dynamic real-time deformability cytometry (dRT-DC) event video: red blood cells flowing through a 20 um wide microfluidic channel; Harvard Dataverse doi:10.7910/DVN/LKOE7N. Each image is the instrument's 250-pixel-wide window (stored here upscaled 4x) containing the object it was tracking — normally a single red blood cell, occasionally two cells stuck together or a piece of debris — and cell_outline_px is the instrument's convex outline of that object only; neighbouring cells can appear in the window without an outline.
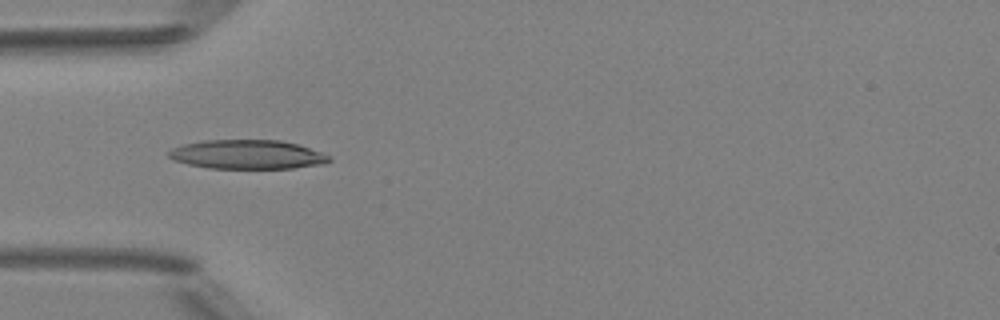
{"species": "Egyptian fruit bat (a non-hibernating species)", "species_latin": "Rousettus aegyptiacus", "temperature_condition": "room temperature", "stored_images_in_passage": 2, "camera_frame_rate_fps": 3000, "um_per_image_px": 0.085, "animal": {"sex": "female"}, "frame": {"image": 1, "passage_image": 1, "time_ms": 0.0, "image_size_px": [1000, 320], "cell_outline_px": [[332, 160], [324, 164], [292, 168], [208, 168], [188, 164], [172, 160], [168, 156], [168, 152], [172, 148], [184, 144], [204, 140], [280, 140], [296, 144], [320, 152], [328, 156]], "centroid_in_image_um": [20.98, 13.13], "position_along_channel_um": 64.0, "area_um2": 27.05}}
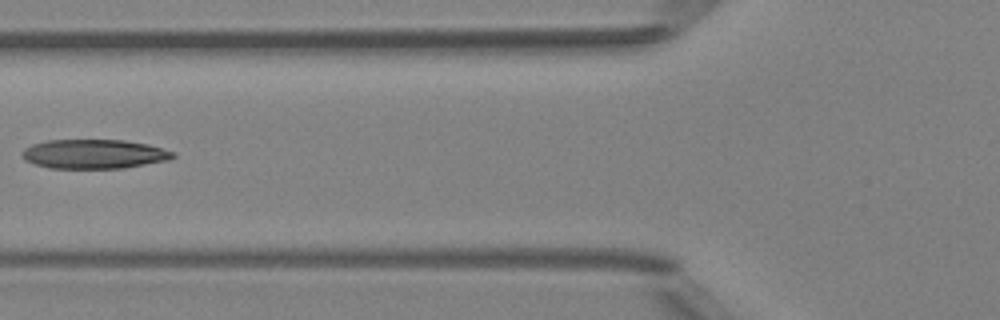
{"frame": {"image": 2, "passage_image": 2, "time_ms": 1.333, "image_size_px": [1000, 320], "cell_outline_px": [[176, 156], [168, 160], [124, 168], [48, 168], [32, 164], [24, 160], [20, 152], [24, 148], [32, 144], [48, 140], [124, 140], [148, 144], [176, 152]], "centroid_in_image_um": [7.97, 13.09], "position_along_channel_um": 117.8, "area_um2": 25.95}}